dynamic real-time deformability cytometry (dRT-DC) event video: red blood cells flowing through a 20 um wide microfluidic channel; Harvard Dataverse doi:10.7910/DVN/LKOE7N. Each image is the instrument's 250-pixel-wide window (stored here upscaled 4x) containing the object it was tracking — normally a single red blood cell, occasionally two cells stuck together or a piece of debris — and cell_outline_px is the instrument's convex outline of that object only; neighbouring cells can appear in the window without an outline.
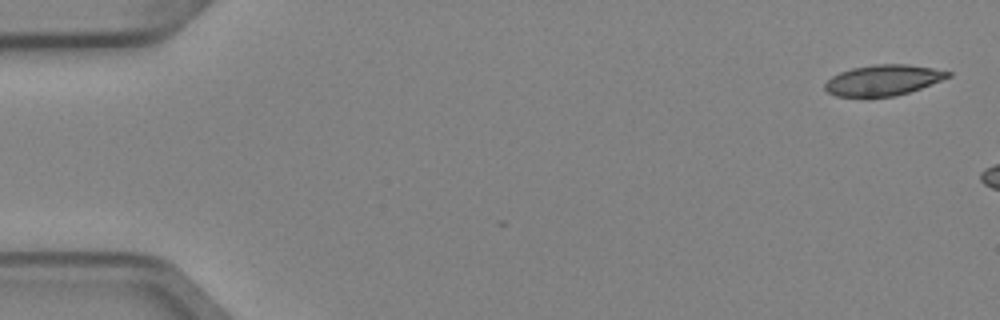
{"species": "Egyptian fruit bat (a non-hibernating species)", "species_latin": "Rousettus aegyptiacus", "temperature_condition": "cold", "stored_images_in_passage": 3, "camera_frame_rate_fps": 3000, "um_per_image_px": 0.085, "animal": {"sex": "female"}, "frame": {"image": 1, "passage_image": 1, "time_ms": 0.0, "image_size_px": [1000, 320], "cell_outline_px": [[952, 76], [920, 88], [896, 96], [868, 100], [864, 100], [836, 96], [828, 92], [824, 88], [824, 84], [832, 76], [840, 72], [852, 68], [876, 64], [908, 64], [932, 68], [952, 72]], "centroid_in_image_um": [75.01, 6.86], "position_along_channel_um": 10.0, "area_um2": 22.72}}